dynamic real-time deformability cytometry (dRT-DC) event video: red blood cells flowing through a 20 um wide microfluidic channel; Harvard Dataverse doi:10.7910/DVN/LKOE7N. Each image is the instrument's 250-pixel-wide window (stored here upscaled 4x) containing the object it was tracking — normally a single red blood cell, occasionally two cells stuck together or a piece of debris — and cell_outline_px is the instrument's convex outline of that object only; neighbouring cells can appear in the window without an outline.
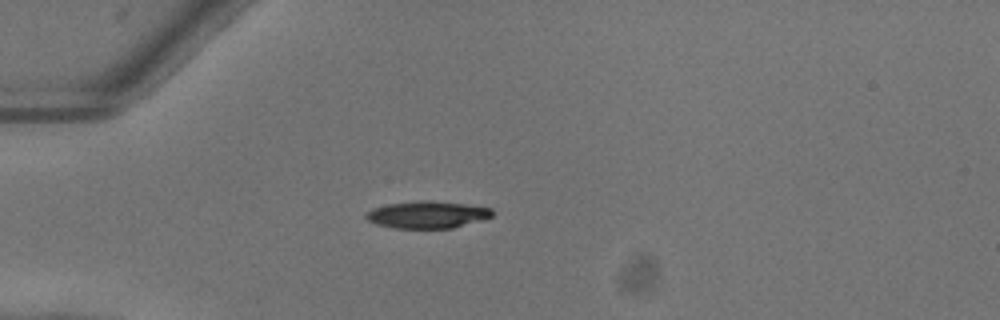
{"species": "common noctule bat (a hibernating species)", "species_latin": "Nyctalus noctula", "temperature_condition": "warm", "stored_images_in_passage": 38, "camera_frame_rate_fps": 3000, "um_per_image_px": 0.085, "animal": {"sex": "female"}, "frame": {"image": 1, "passage_image": 1, "time_ms": 0.0, "image_size_px": [1000, 320], "cell_outline_px": [[492, 216], [484, 220], [452, 228], [396, 228], [376, 224], [368, 220], [364, 216], [372, 208], [388, 204], [464, 204], [492, 208]], "centroid_in_image_um": [36.34, 18.31], "position_along_channel_um": 48.7, "area_um2": 18.67}}
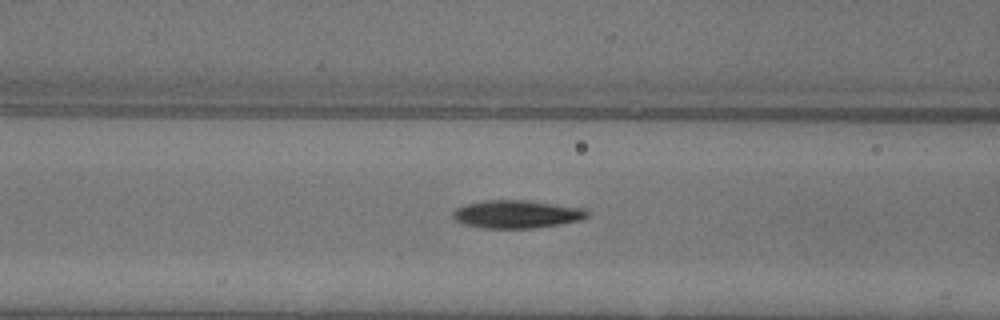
{"frame": {"image": 2, "passage_image": 8, "time_ms": 2.333, "image_size_px": [1000, 320], "cell_outline_px": [[588, 216], [580, 220], [560, 224], [532, 228], [480, 228], [464, 224], [456, 220], [452, 216], [452, 212], [456, 208], [468, 204], [488, 200], [528, 200], [588, 208]], "centroid_in_image_um": [43.96, 18.2], "position_along_channel_um": 122.6, "area_um2": 21.96}}
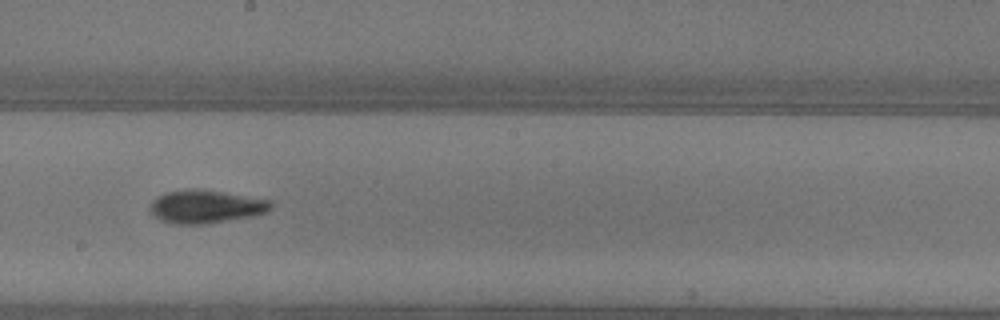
{"frame": {"image": 3, "passage_image": 16, "time_ms": 5.0, "image_size_px": [1000, 320], "cell_outline_px": [[272, 208], [268, 212], [252, 216], [208, 224], [172, 224], [160, 220], [152, 212], [152, 200], [156, 196], [164, 192], [220, 192], [272, 200]], "centroid_in_image_um": [17.55, 17.62], "position_along_channel_um": 230.7, "area_um2": 22.48}, "authors_computed_cell_mechanics": {"area_um2": 21.4149, "velocity_mm_per_s": 4.048, "shape_relaxation_time_tau1_ms": 5.6129, "shape_relaxation_time_tau2_ms": 4.5082, "deformation_change_tau1": 0.2012, "deformation_change_tau2": 0.13}}